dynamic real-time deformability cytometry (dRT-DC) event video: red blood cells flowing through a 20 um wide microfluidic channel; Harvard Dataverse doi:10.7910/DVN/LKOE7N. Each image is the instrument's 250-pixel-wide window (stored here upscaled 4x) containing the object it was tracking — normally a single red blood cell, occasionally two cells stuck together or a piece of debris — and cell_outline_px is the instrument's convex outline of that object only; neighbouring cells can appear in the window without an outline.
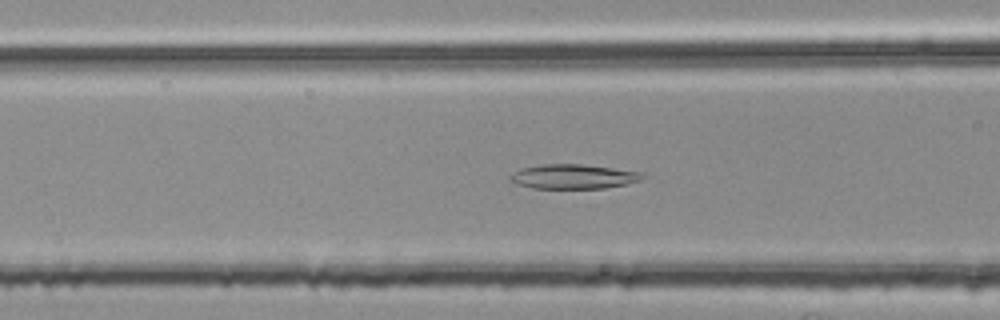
{"species": "common noctule bat (a hibernating species)", "species_latin": "Nyctalus noctula", "temperature_condition": "room temperature", "stored_images_in_passage": 54, "camera_frame_rate_fps": 3000, "um_per_image_px": 0.085, "animal": {"sex": "female", "body_mass_g": 25.1}, "frame": {"image": 1, "passage_image": 21, "time_ms": 6.667, "image_size_px": [1000, 320], "cell_outline_px": [[648, 176], [640, 180], [628, 184], [604, 188], [532, 188], [516, 184], [508, 180], [508, 176], [520, 168], [540, 164], [584, 164], [644, 172]], "centroid_in_image_um": [48.75, 15.0], "position_along_channel_um": 117.8, "area_um2": 19.25}}
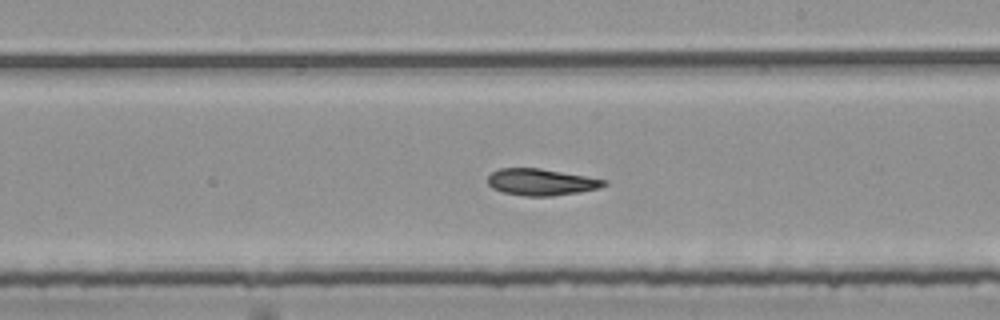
{"frame": {"image": 2, "passage_image": 31, "time_ms": 10.0, "image_size_px": [1000, 320], "cell_outline_px": [[608, 184], [600, 188], [580, 192], [552, 196], [524, 196], [504, 192], [492, 188], [488, 184], [488, 176], [492, 172], [500, 168], [540, 168], [608, 180]], "centroid_in_image_um": [46.02, 15.48], "position_along_channel_um": 243.0, "area_um2": 18.09}}
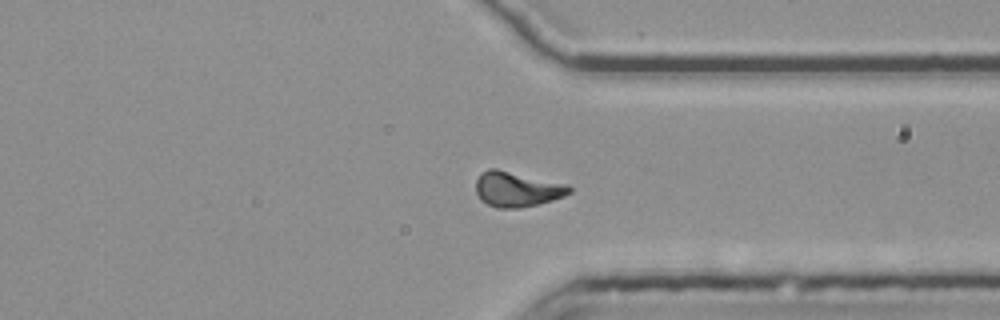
{"frame": {"image": 3, "passage_image": 41, "time_ms": 13.333, "image_size_px": [1000, 320], "cell_outline_px": [[572, 192], [564, 196], [552, 200], [520, 208], [496, 208], [480, 200], [476, 192], [476, 180], [480, 172], [488, 168], [496, 168], [568, 184], [572, 188]], "centroid_in_image_um": [43.93, 16.07], "position_along_channel_um": 367.5, "area_um2": 19.31}, "authors_computed_cell_mechanics": {"area_um2": 18.6405, "velocity_mm_per_s": 3.7651, "shape_relaxation_time_tau1_ms": null, "shape_relaxation_time_tau2_ms": 10.7794, "deformation_change_tau1": null, "deformation_change_tau2": 0.2037}}